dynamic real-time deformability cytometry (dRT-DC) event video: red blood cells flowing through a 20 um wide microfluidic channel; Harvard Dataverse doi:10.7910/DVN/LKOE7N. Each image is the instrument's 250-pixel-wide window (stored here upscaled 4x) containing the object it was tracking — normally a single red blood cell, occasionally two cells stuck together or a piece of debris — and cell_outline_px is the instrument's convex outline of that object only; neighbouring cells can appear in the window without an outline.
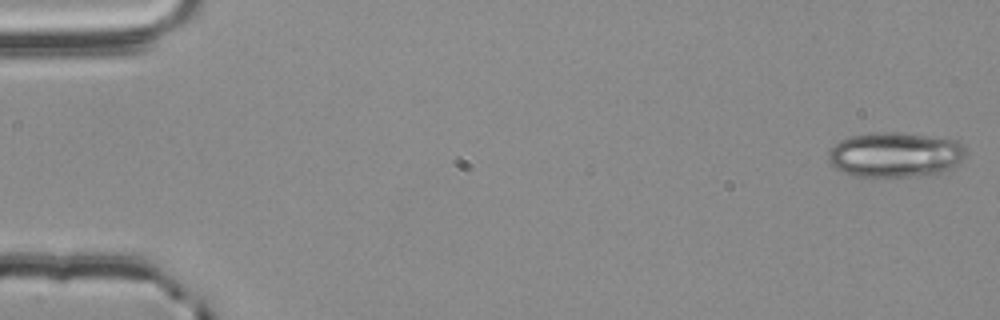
{"species": "common noctule bat (a hibernating species)", "species_latin": "Nyctalus noctula", "temperature_condition": "room temperature", "stored_images_in_passage": 55, "camera_frame_rate_fps": 3000, "um_per_image_px": 0.085, "animal": {"sex": "male", "body_mass_g": 20.4}, "frame": {"image": 1, "passage_image": 1, "time_ms": 0.0, "image_size_px": [1000, 320], "cell_outline_px": [[968, 152], [960, 160], [940, 176], [856, 176], [844, 172], [836, 168], [828, 160], [828, 152], [840, 140], [852, 136], [876, 132], [888, 132], [924, 136], [956, 140], [964, 144]], "centroid_in_image_um": [76.14, 13.17], "position_along_channel_um": 8.9, "area_um2": 35.95}}
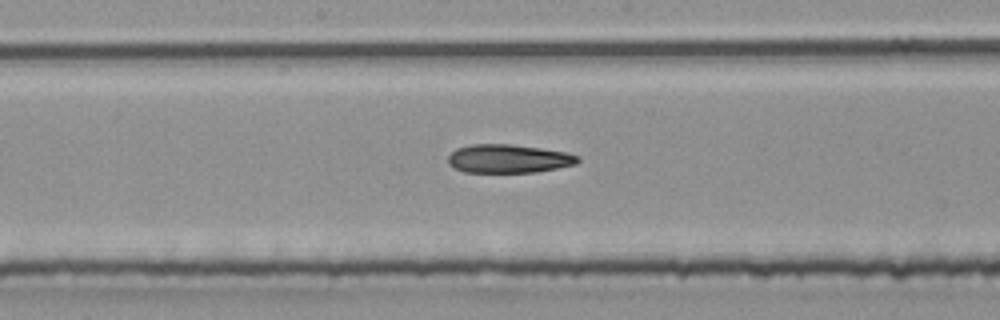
{"frame": {"image": 2, "passage_image": 29, "time_ms": 9.333, "image_size_px": [1000, 320], "cell_outline_px": [[580, 160], [576, 164], [536, 172], [464, 172], [452, 168], [448, 164], [448, 156], [456, 148], [472, 144], [512, 144], [540, 148], [564, 152], [580, 156]], "centroid_in_image_um": [43.19, 13.49], "position_along_channel_um": 205.0, "area_um2": 21.62}}
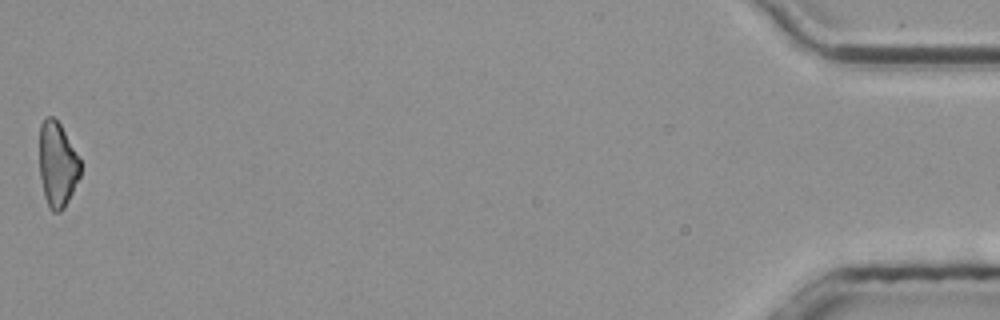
{"frame": {"image": 3, "passage_image": 55, "time_ms": 18.0, "image_size_px": [1000, 320], "cell_outline_px": [[80, 176], [64, 208], [60, 212], [52, 212], [48, 208], [44, 196], [40, 176], [40, 124], [44, 116], [52, 116], [60, 124], [80, 160]], "centroid_in_image_um": [4.86, 13.99], "position_along_channel_um": 430.3, "area_um2": 20.17}, "authors_computed_cell_mechanics": {"area_um2": 22.3108, "velocity_mm_per_s": 3.7872, "shape_relaxation_time_tau1_ms": 6.092, "shape_relaxation_time_tau2_ms": 7.76, "deformation_change_tau1": 0.1596, "deformation_change_tau2": 0.2184}}